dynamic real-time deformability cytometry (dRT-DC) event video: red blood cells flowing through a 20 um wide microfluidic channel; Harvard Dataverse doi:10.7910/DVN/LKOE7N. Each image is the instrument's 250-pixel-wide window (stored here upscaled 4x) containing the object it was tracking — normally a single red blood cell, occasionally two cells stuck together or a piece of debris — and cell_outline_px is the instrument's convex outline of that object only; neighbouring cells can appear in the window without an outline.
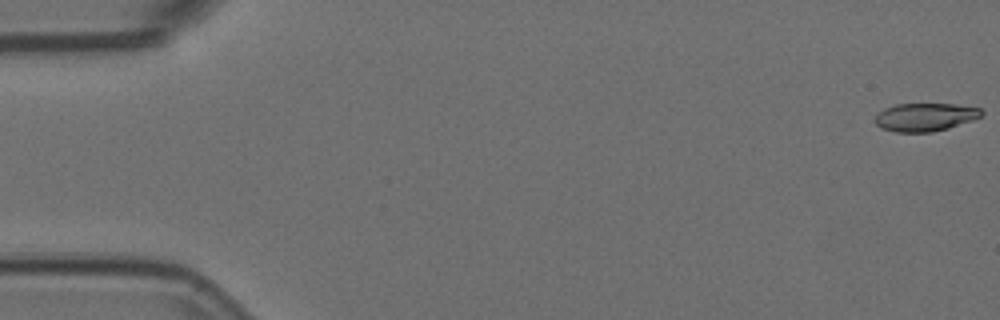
{"species": "Egyptian fruit bat (a non-hibernating species)", "species_latin": "Rousettus aegyptiacus", "temperature_condition": "room temperature", "stored_images_in_passage": 15, "camera_frame_rate_fps": 3000, "um_per_image_px": 0.085, "animal": {"sex": "female"}, "frame": {"image": 1, "passage_image": 1, "time_ms": 0.0, "image_size_px": [1000, 320], "cell_outline_px": [[984, 112], [980, 116], [972, 120], [948, 128], [932, 132], [896, 132], [880, 128], [872, 120], [884, 108], [896, 104], [956, 104], [980, 108]], "centroid_in_image_um": [78.6, 9.95], "position_along_channel_um": 6.4, "area_um2": 17.46}}
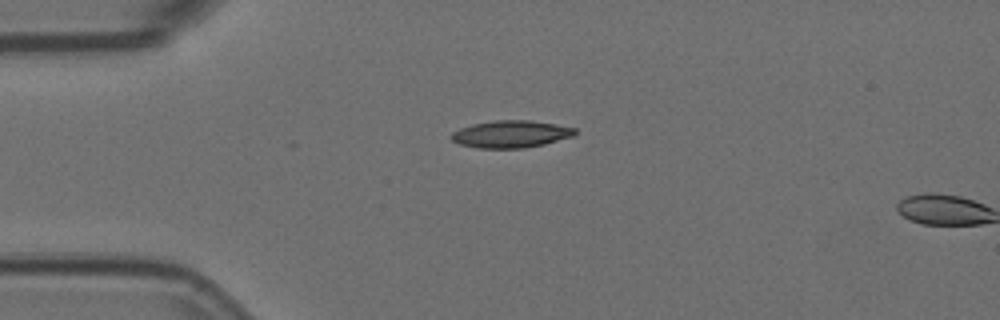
{"frame": {"image": 2, "passage_image": 14, "time_ms": 4.333, "image_size_px": [1000, 320], "cell_outline_px": [[576, 132], [572, 136], [544, 144], [524, 148], [476, 148], [460, 144], [452, 140], [448, 136], [452, 132], [460, 128], [472, 124], [496, 120], [528, 120], [556, 124], [576, 128]], "centroid_in_image_um": [43.38, 11.4], "position_along_channel_um": 41.6, "area_um2": 19.59}}